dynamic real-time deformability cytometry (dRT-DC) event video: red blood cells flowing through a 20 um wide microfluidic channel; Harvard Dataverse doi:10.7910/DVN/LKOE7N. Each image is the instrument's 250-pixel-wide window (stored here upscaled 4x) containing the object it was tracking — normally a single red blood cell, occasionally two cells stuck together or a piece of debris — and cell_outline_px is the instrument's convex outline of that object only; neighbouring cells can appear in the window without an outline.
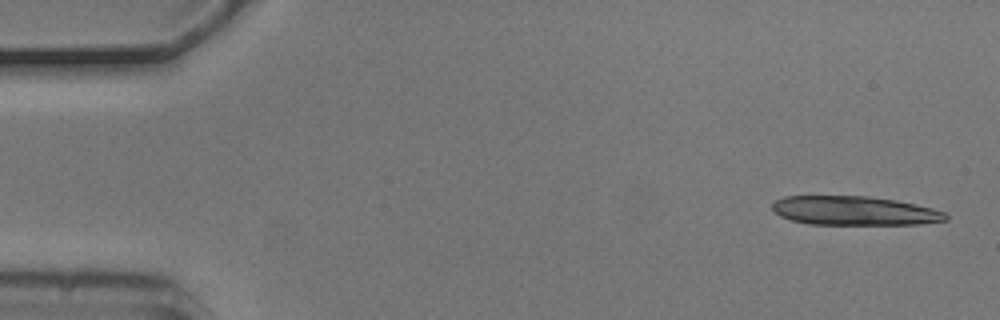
{"species": "common noctule bat (a hibernating species)", "species_latin": "Nyctalus noctula", "temperature_condition": "cold", "stored_images_in_passage": 5, "camera_frame_rate_fps": 3000, "um_per_image_px": 0.085, "animal": {"sex": "male", "body_mass_g": 20.5, "forearm_length_mm": 52.5}, "frame": {"image": 1, "passage_image": 1, "time_ms": 0.0, "image_size_px": [1000, 320], "cell_outline_px": [[948, 220], [920, 224], [808, 224], [792, 220], [780, 216], [772, 208], [772, 204], [776, 200], [784, 196], [868, 196], [896, 200], [916, 204], [932, 208], [944, 212], [948, 216]], "centroid_in_image_um": [72.63, 17.91], "position_along_channel_um": 12.4, "area_um2": 29.3}}